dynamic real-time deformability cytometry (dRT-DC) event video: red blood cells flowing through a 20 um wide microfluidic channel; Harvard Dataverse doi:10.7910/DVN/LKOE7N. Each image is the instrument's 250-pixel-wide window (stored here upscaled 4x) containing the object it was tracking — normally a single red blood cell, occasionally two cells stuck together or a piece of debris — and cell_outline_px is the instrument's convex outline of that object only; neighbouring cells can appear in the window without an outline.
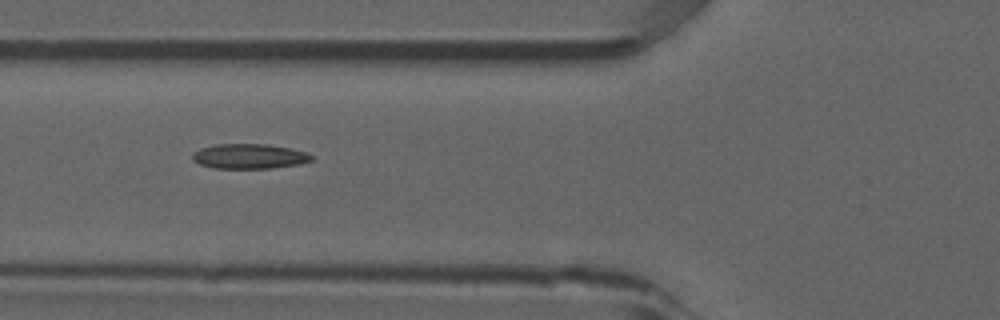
{"species": "common noctule bat (a hibernating species)", "species_latin": "Nyctalus noctula", "temperature_condition": "room temperature", "stored_images_in_passage": 7, "camera_frame_rate_fps": 3000, "um_per_image_px": 0.085, "animal": {"sex": "male", "forearm_length_mm": 52.5}, "frame": {"image": 1, "passage_image": 5, "time_ms": 1.333, "image_size_px": [1000, 320], "cell_outline_px": [[312, 160], [296, 164], [272, 168], [212, 168], [200, 164], [192, 160], [192, 152], [200, 148], [216, 144], [268, 144], [308, 152], [312, 156]], "centroid_in_image_um": [21.14, 13.28], "position_along_channel_um": 104.7, "area_um2": 17.22}}
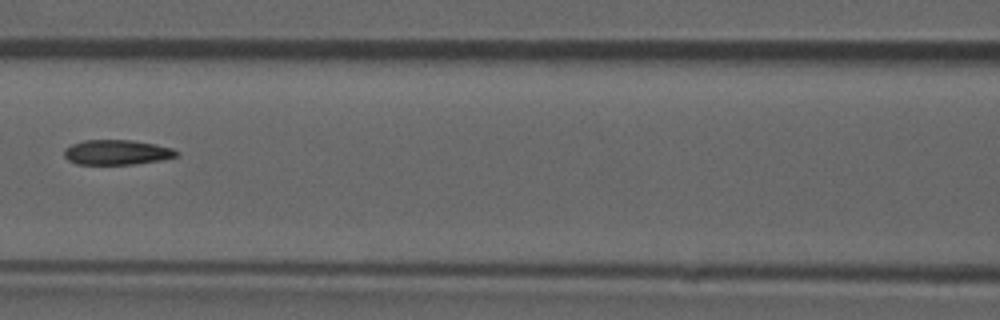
{"frame": {"image": 2, "passage_image": 6, "time_ms": 1.667, "image_size_px": [1000, 320], "cell_outline_px": [[180, 152], [176, 156], [160, 160], [132, 164], [76, 164], [68, 160], [64, 156], [64, 148], [72, 144], [84, 140], [132, 140], [156, 144], [172, 148]], "centroid_in_image_um": [9.91, 12.94], "position_along_channel_um": 156.7, "area_um2": 16.3}}